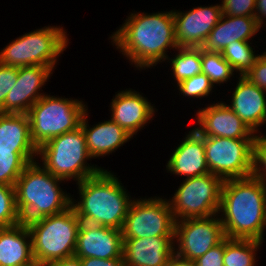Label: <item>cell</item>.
<instances>
[{
	"instance_id": "obj_4",
	"label": "cell",
	"mask_w": 266,
	"mask_h": 266,
	"mask_svg": "<svg viewBox=\"0 0 266 266\" xmlns=\"http://www.w3.org/2000/svg\"><path fill=\"white\" fill-rule=\"evenodd\" d=\"M38 161L30 163L15 184L16 206L21 222L59 214L71 207L72 195L61 188L64 183Z\"/></svg>"
},
{
	"instance_id": "obj_35",
	"label": "cell",
	"mask_w": 266,
	"mask_h": 266,
	"mask_svg": "<svg viewBox=\"0 0 266 266\" xmlns=\"http://www.w3.org/2000/svg\"><path fill=\"white\" fill-rule=\"evenodd\" d=\"M18 80V67L0 64V108Z\"/></svg>"
},
{
	"instance_id": "obj_40",
	"label": "cell",
	"mask_w": 266,
	"mask_h": 266,
	"mask_svg": "<svg viewBox=\"0 0 266 266\" xmlns=\"http://www.w3.org/2000/svg\"><path fill=\"white\" fill-rule=\"evenodd\" d=\"M168 266H196L195 261L177 256L175 253L171 256Z\"/></svg>"
},
{
	"instance_id": "obj_16",
	"label": "cell",
	"mask_w": 266,
	"mask_h": 266,
	"mask_svg": "<svg viewBox=\"0 0 266 266\" xmlns=\"http://www.w3.org/2000/svg\"><path fill=\"white\" fill-rule=\"evenodd\" d=\"M109 106L111 118L135 138L157 114L158 109L143 93L126 88L115 92ZM143 94V95H142Z\"/></svg>"
},
{
	"instance_id": "obj_32",
	"label": "cell",
	"mask_w": 266,
	"mask_h": 266,
	"mask_svg": "<svg viewBox=\"0 0 266 266\" xmlns=\"http://www.w3.org/2000/svg\"><path fill=\"white\" fill-rule=\"evenodd\" d=\"M252 175L266 184V135L261 132L254 135Z\"/></svg>"
},
{
	"instance_id": "obj_30",
	"label": "cell",
	"mask_w": 266,
	"mask_h": 266,
	"mask_svg": "<svg viewBox=\"0 0 266 266\" xmlns=\"http://www.w3.org/2000/svg\"><path fill=\"white\" fill-rule=\"evenodd\" d=\"M175 89H177L179 92V96L188 97L187 99H198L201 100L204 97L208 98L210 95H212L214 92V88L217 89L213 83L210 81V79L204 74L199 73L197 75H194L191 78L185 79L181 81L179 84H177ZM181 94V95H180Z\"/></svg>"
},
{
	"instance_id": "obj_25",
	"label": "cell",
	"mask_w": 266,
	"mask_h": 266,
	"mask_svg": "<svg viewBox=\"0 0 266 266\" xmlns=\"http://www.w3.org/2000/svg\"><path fill=\"white\" fill-rule=\"evenodd\" d=\"M175 55L168 56L165 61L170 65L171 77L177 85L181 81L191 78L202 72L201 48L178 47L174 50Z\"/></svg>"
},
{
	"instance_id": "obj_37",
	"label": "cell",
	"mask_w": 266,
	"mask_h": 266,
	"mask_svg": "<svg viewBox=\"0 0 266 266\" xmlns=\"http://www.w3.org/2000/svg\"><path fill=\"white\" fill-rule=\"evenodd\" d=\"M82 266H122L123 258L100 259V258H80Z\"/></svg>"
},
{
	"instance_id": "obj_14",
	"label": "cell",
	"mask_w": 266,
	"mask_h": 266,
	"mask_svg": "<svg viewBox=\"0 0 266 266\" xmlns=\"http://www.w3.org/2000/svg\"><path fill=\"white\" fill-rule=\"evenodd\" d=\"M198 108L194 116L196 127L193 128L202 136L223 137L231 139L254 138L255 133L226 104L218 101ZM198 125V126H197Z\"/></svg>"
},
{
	"instance_id": "obj_7",
	"label": "cell",
	"mask_w": 266,
	"mask_h": 266,
	"mask_svg": "<svg viewBox=\"0 0 266 266\" xmlns=\"http://www.w3.org/2000/svg\"><path fill=\"white\" fill-rule=\"evenodd\" d=\"M81 221L71 206L62 213L26 223L34 259L41 265L74 256Z\"/></svg>"
},
{
	"instance_id": "obj_8",
	"label": "cell",
	"mask_w": 266,
	"mask_h": 266,
	"mask_svg": "<svg viewBox=\"0 0 266 266\" xmlns=\"http://www.w3.org/2000/svg\"><path fill=\"white\" fill-rule=\"evenodd\" d=\"M83 98L79 100L46 93L28 111L30 137L39 148L49 139L76 130L88 109Z\"/></svg>"
},
{
	"instance_id": "obj_22",
	"label": "cell",
	"mask_w": 266,
	"mask_h": 266,
	"mask_svg": "<svg viewBox=\"0 0 266 266\" xmlns=\"http://www.w3.org/2000/svg\"><path fill=\"white\" fill-rule=\"evenodd\" d=\"M260 30L262 29L255 17L222 14L200 48L205 51L222 52L234 41H253Z\"/></svg>"
},
{
	"instance_id": "obj_3",
	"label": "cell",
	"mask_w": 266,
	"mask_h": 266,
	"mask_svg": "<svg viewBox=\"0 0 266 266\" xmlns=\"http://www.w3.org/2000/svg\"><path fill=\"white\" fill-rule=\"evenodd\" d=\"M114 173L102 169L98 174L76 183L79 198L75 199L72 195L71 206L81 222L122 229L134 197Z\"/></svg>"
},
{
	"instance_id": "obj_31",
	"label": "cell",
	"mask_w": 266,
	"mask_h": 266,
	"mask_svg": "<svg viewBox=\"0 0 266 266\" xmlns=\"http://www.w3.org/2000/svg\"><path fill=\"white\" fill-rule=\"evenodd\" d=\"M21 222L16 206L15 186L0 184V228Z\"/></svg>"
},
{
	"instance_id": "obj_1",
	"label": "cell",
	"mask_w": 266,
	"mask_h": 266,
	"mask_svg": "<svg viewBox=\"0 0 266 266\" xmlns=\"http://www.w3.org/2000/svg\"><path fill=\"white\" fill-rule=\"evenodd\" d=\"M126 17L109 40L140 72L165 62L167 52L178 48L172 9L152 13L134 10Z\"/></svg>"
},
{
	"instance_id": "obj_28",
	"label": "cell",
	"mask_w": 266,
	"mask_h": 266,
	"mask_svg": "<svg viewBox=\"0 0 266 266\" xmlns=\"http://www.w3.org/2000/svg\"><path fill=\"white\" fill-rule=\"evenodd\" d=\"M253 41H234L221 52L223 58L232 66L238 76H243L254 65L259 55ZM253 46V47H252Z\"/></svg>"
},
{
	"instance_id": "obj_20",
	"label": "cell",
	"mask_w": 266,
	"mask_h": 266,
	"mask_svg": "<svg viewBox=\"0 0 266 266\" xmlns=\"http://www.w3.org/2000/svg\"><path fill=\"white\" fill-rule=\"evenodd\" d=\"M174 237L123 238L122 257L128 266H168Z\"/></svg>"
},
{
	"instance_id": "obj_23",
	"label": "cell",
	"mask_w": 266,
	"mask_h": 266,
	"mask_svg": "<svg viewBox=\"0 0 266 266\" xmlns=\"http://www.w3.org/2000/svg\"><path fill=\"white\" fill-rule=\"evenodd\" d=\"M34 260L26 223L0 228V266H23Z\"/></svg>"
},
{
	"instance_id": "obj_17",
	"label": "cell",
	"mask_w": 266,
	"mask_h": 266,
	"mask_svg": "<svg viewBox=\"0 0 266 266\" xmlns=\"http://www.w3.org/2000/svg\"><path fill=\"white\" fill-rule=\"evenodd\" d=\"M121 230L81 222L74 256L79 258H123Z\"/></svg>"
},
{
	"instance_id": "obj_36",
	"label": "cell",
	"mask_w": 266,
	"mask_h": 266,
	"mask_svg": "<svg viewBox=\"0 0 266 266\" xmlns=\"http://www.w3.org/2000/svg\"><path fill=\"white\" fill-rule=\"evenodd\" d=\"M225 238L216 246L209 249L203 256L195 260L196 266H224L223 254Z\"/></svg>"
},
{
	"instance_id": "obj_11",
	"label": "cell",
	"mask_w": 266,
	"mask_h": 266,
	"mask_svg": "<svg viewBox=\"0 0 266 266\" xmlns=\"http://www.w3.org/2000/svg\"><path fill=\"white\" fill-rule=\"evenodd\" d=\"M254 138L231 139L204 136L209 172L228 179L245 178L253 173Z\"/></svg>"
},
{
	"instance_id": "obj_5",
	"label": "cell",
	"mask_w": 266,
	"mask_h": 266,
	"mask_svg": "<svg viewBox=\"0 0 266 266\" xmlns=\"http://www.w3.org/2000/svg\"><path fill=\"white\" fill-rule=\"evenodd\" d=\"M37 159L53 176L65 180L66 183L69 180L79 183L105 168L91 164L92 158L87 151L81 126L42 144L38 148ZM87 161H90V164Z\"/></svg>"
},
{
	"instance_id": "obj_2",
	"label": "cell",
	"mask_w": 266,
	"mask_h": 266,
	"mask_svg": "<svg viewBox=\"0 0 266 266\" xmlns=\"http://www.w3.org/2000/svg\"><path fill=\"white\" fill-rule=\"evenodd\" d=\"M218 215L225 237L265 242L266 184L253 175L224 180Z\"/></svg>"
},
{
	"instance_id": "obj_24",
	"label": "cell",
	"mask_w": 266,
	"mask_h": 266,
	"mask_svg": "<svg viewBox=\"0 0 266 266\" xmlns=\"http://www.w3.org/2000/svg\"><path fill=\"white\" fill-rule=\"evenodd\" d=\"M0 149L12 152H38L30 137L27 114L0 112Z\"/></svg>"
},
{
	"instance_id": "obj_9",
	"label": "cell",
	"mask_w": 266,
	"mask_h": 266,
	"mask_svg": "<svg viewBox=\"0 0 266 266\" xmlns=\"http://www.w3.org/2000/svg\"><path fill=\"white\" fill-rule=\"evenodd\" d=\"M222 185L223 180L212 173L182 179L168 199L176 221L218 214Z\"/></svg>"
},
{
	"instance_id": "obj_6",
	"label": "cell",
	"mask_w": 266,
	"mask_h": 266,
	"mask_svg": "<svg viewBox=\"0 0 266 266\" xmlns=\"http://www.w3.org/2000/svg\"><path fill=\"white\" fill-rule=\"evenodd\" d=\"M69 34L63 26H44L24 33L0 49V64L11 67L41 65L56 69L68 48Z\"/></svg>"
},
{
	"instance_id": "obj_29",
	"label": "cell",
	"mask_w": 266,
	"mask_h": 266,
	"mask_svg": "<svg viewBox=\"0 0 266 266\" xmlns=\"http://www.w3.org/2000/svg\"><path fill=\"white\" fill-rule=\"evenodd\" d=\"M202 73H204L214 86L227 84L235 79L237 73L223 58L221 52L205 51L201 49ZM235 74V75H234ZM232 77V78H231ZM216 84V85H215Z\"/></svg>"
},
{
	"instance_id": "obj_10",
	"label": "cell",
	"mask_w": 266,
	"mask_h": 266,
	"mask_svg": "<svg viewBox=\"0 0 266 266\" xmlns=\"http://www.w3.org/2000/svg\"><path fill=\"white\" fill-rule=\"evenodd\" d=\"M176 219L167 198H134L121 232L122 238L175 237Z\"/></svg>"
},
{
	"instance_id": "obj_19",
	"label": "cell",
	"mask_w": 266,
	"mask_h": 266,
	"mask_svg": "<svg viewBox=\"0 0 266 266\" xmlns=\"http://www.w3.org/2000/svg\"><path fill=\"white\" fill-rule=\"evenodd\" d=\"M180 142L173 149L165 171L183 179L210 173L205 156L204 136L191 128Z\"/></svg>"
},
{
	"instance_id": "obj_41",
	"label": "cell",
	"mask_w": 266,
	"mask_h": 266,
	"mask_svg": "<svg viewBox=\"0 0 266 266\" xmlns=\"http://www.w3.org/2000/svg\"><path fill=\"white\" fill-rule=\"evenodd\" d=\"M23 266H41V264L39 262H37L36 260L26 264V265H23Z\"/></svg>"
},
{
	"instance_id": "obj_38",
	"label": "cell",
	"mask_w": 266,
	"mask_h": 266,
	"mask_svg": "<svg viewBox=\"0 0 266 266\" xmlns=\"http://www.w3.org/2000/svg\"><path fill=\"white\" fill-rule=\"evenodd\" d=\"M254 17L261 28L266 24V0H256Z\"/></svg>"
},
{
	"instance_id": "obj_15",
	"label": "cell",
	"mask_w": 266,
	"mask_h": 266,
	"mask_svg": "<svg viewBox=\"0 0 266 266\" xmlns=\"http://www.w3.org/2000/svg\"><path fill=\"white\" fill-rule=\"evenodd\" d=\"M55 72L51 67L34 65L18 67V80L0 108L1 113L27 114L29 109L47 92L42 87ZM41 91V92H40Z\"/></svg>"
},
{
	"instance_id": "obj_33",
	"label": "cell",
	"mask_w": 266,
	"mask_h": 266,
	"mask_svg": "<svg viewBox=\"0 0 266 266\" xmlns=\"http://www.w3.org/2000/svg\"><path fill=\"white\" fill-rule=\"evenodd\" d=\"M222 14L254 17L256 0H220Z\"/></svg>"
},
{
	"instance_id": "obj_34",
	"label": "cell",
	"mask_w": 266,
	"mask_h": 266,
	"mask_svg": "<svg viewBox=\"0 0 266 266\" xmlns=\"http://www.w3.org/2000/svg\"><path fill=\"white\" fill-rule=\"evenodd\" d=\"M243 76L266 91V54L260 53L255 59L254 65Z\"/></svg>"
},
{
	"instance_id": "obj_18",
	"label": "cell",
	"mask_w": 266,
	"mask_h": 266,
	"mask_svg": "<svg viewBox=\"0 0 266 266\" xmlns=\"http://www.w3.org/2000/svg\"><path fill=\"white\" fill-rule=\"evenodd\" d=\"M237 78L231 99L226 103L255 134L266 126V91L251 83L244 76Z\"/></svg>"
},
{
	"instance_id": "obj_12",
	"label": "cell",
	"mask_w": 266,
	"mask_h": 266,
	"mask_svg": "<svg viewBox=\"0 0 266 266\" xmlns=\"http://www.w3.org/2000/svg\"><path fill=\"white\" fill-rule=\"evenodd\" d=\"M225 238L218 214L176 221L174 253L195 261ZM176 242V243H175Z\"/></svg>"
},
{
	"instance_id": "obj_26",
	"label": "cell",
	"mask_w": 266,
	"mask_h": 266,
	"mask_svg": "<svg viewBox=\"0 0 266 266\" xmlns=\"http://www.w3.org/2000/svg\"><path fill=\"white\" fill-rule=\"evenodd\" d=\"M262 245L263 242L258 240L225 237L224 266H257V255Z\"/></svg>"
},
{
	"instance_id": "obj_13",
	"label": "cell",
	"mask_w": 266,
	"mask_h": 266,
	"mask_svg": "<svg viewBox=\"0 0 266 266\" xmlns=\"http://www.w3.org/2000/svg\"><path fill=\"white\" fill-rule=\"evenodd\" d=\"M172 10L178 47L200 48L222 16L221 3L195 6L189 11Z\"/></svg>"
},
{
	"instance_id": "obj_27",
	"label": "cell",
	"mask_w": 266,
	"mask_h": 266,
	"mask_svg": "<svg viewBox=\"0 0 266 266\" xmlns=\"http://www.w3.org/2000/svg\"><path fill=\"white\" fill-rule=\"evenodd\" d=\"M38 152H12L0 149V184L15 186L23 170L37 161Z\"/></svg>"
},
{
	"instance_id": "obj_39",
	"label": "cell",
	"mask_w": 266,
	"mask_h": 266,
	"mask_svg": "<svg viewBox=\"0 0 266 266\" xmlns=\"http://www.w3.org/2000/svg\"><path fill=\"white\" fill-rule=\"evenodd\" d=\"M49 266H82L81 260L77 256H71L53 261Z\"/></svg>"
},
{
	"instance_id": "obj_21",
	"label": "cell",
	"mask_w": 266,
	"mask_h": 266,
	"mask_svg": "<svg viewBox=\"0 0 266 266\" xmlns=\"http://www.w3.org/2000/svg\"><path fill=\"white\" fill-rule=\"evenodd\" d=\"M89 111L88 109L85 111L80 126L84 131L87 151L92 159L108 157L117 149L120 150L125 143L133 140V136L111 118L91 126L88 122Z\"/></svg>"
}]
</instances>
